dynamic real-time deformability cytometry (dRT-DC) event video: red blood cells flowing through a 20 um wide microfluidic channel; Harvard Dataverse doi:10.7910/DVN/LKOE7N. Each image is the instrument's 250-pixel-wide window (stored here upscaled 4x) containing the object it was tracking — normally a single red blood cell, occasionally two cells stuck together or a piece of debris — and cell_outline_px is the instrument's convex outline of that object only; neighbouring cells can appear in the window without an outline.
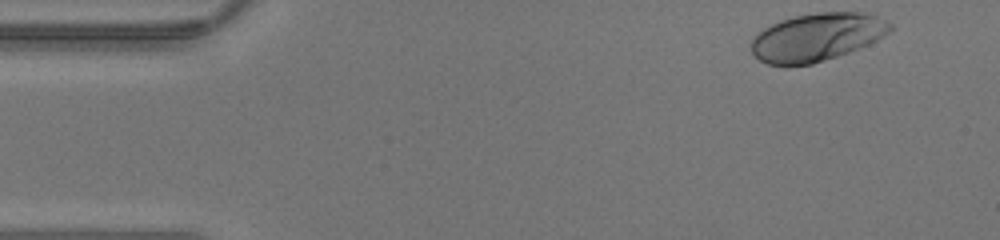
{"species": "human", "species_latin": "Homo sapiens", "temperature_condition": "warm", "stored_images_in_passage": 40, "camera_frame_rate_fps": 3000, "um_per_image_px": 0.085, "donor": {"sex": "male"}, "frame": {"image": 1, "passage_image": 1, "time_ms": 0.0, "image_size_px": [1000, 240], "cell_outline_px": [[892, 28], [888, 32], [876, 40], [868, 44], [848, 52], [812, 64], [768, 64], [760, 60], [752, 52], [748, 44], [752, 36], [756, 32], [780, 20], [792, 16], [816, 12], [864, 12], [876, 16], [892, 24]], "centroid_in_image_um": [69.38, 3.13], "position_along_channel_um": 15.6, "area_um2": 38.67}}
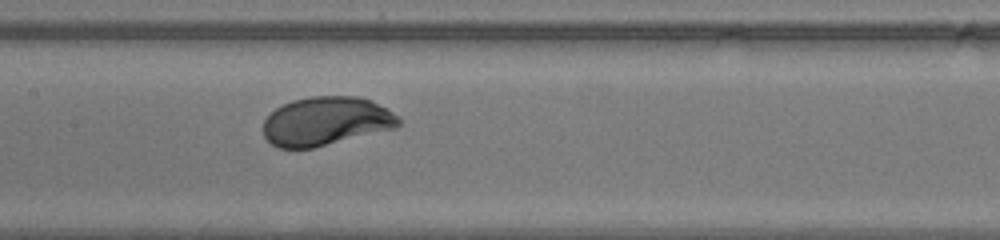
{"frame": {"image": 2, "passage_image": 18, "time_ms": 5.667, "image_size_px": [1000, 240], "cell_outline_px": [[400, 124], [396, 128], [312, 148], [276, 148], [264, 136], [264, 120], [276, 108], [292, 100], [312, 96], [356, 96], [372, 100], [392, 112], [400, 120]], "centroid_in_image_um": [27.71, 10.3], "position_along_channel_um": 179.7, "area_um2": 38.26}}
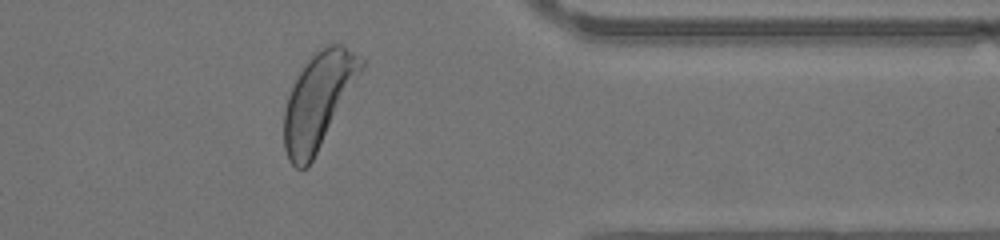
{"frame": {"image": 3, "passage_image": 32, "time_ms": 10.333, "image_size_px": [1000, 240], "cell_outline_px": [[364, 68], [308, 168], [296, 168], [288, 160], [284, 148], [284, 112], [288, 96], [300, 72], [316, 48], [332, 40], [340, 44], [364, 60]], "centroid_in_image_um": [27.05, 8.51], "position_along_channel_um": 384.3, "area_um2": 42.48}}